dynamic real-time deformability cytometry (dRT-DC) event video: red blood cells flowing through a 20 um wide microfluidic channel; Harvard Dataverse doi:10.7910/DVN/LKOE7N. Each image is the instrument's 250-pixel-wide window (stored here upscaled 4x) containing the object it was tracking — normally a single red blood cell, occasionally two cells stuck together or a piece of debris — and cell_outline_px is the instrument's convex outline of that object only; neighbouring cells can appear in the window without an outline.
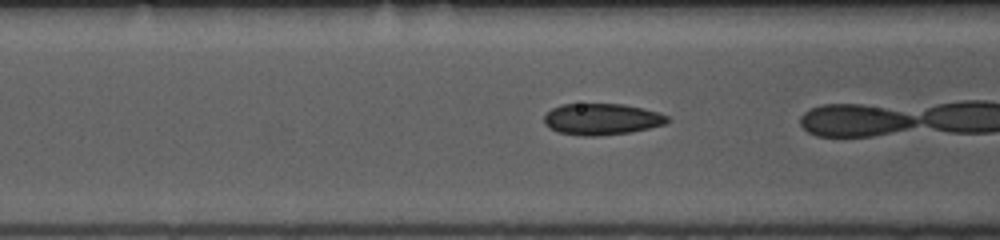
{"species": "common noctule bat (a hibernating species)", "species_latin": "Nyctalus noctula", "temperature_condition": "room temperature", "stored_images_in_passage": 23, "camera_frame_rate_fps": 3000, "um_per_image_px": 0.085, "animal": {"sex": "female", "body_mass_g": 10.0, "forearm_length_mm": 53.1}, "frame": {"image": 1, "passage_image": 14, "time_ms": 4.333, "image_size_px": [1000, 240], "cell_outline_px": [[672, 120], [664, 124], [632, 132], [600, 136], [584, 136], [560, 132], [548, 128], [544, 124], [544, 116], [552, 108], [560, 104], [624, 104], [644, 108], [660, 112], [668, 116]], "centroid_in_image_um": [51.17, 10.12], "position_along_channel_um": 115.4, "area_um2": 22.77}}
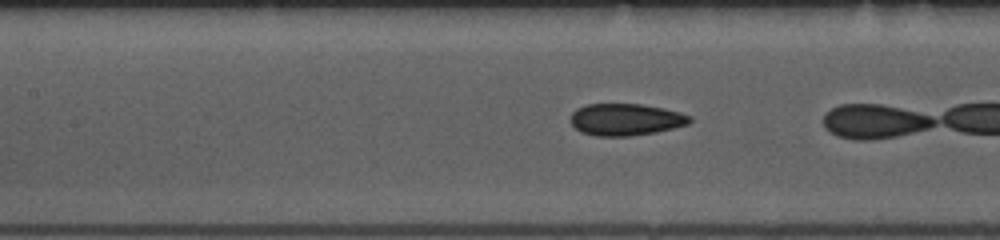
{"frame": {"image": 2, "passage_image": 17, "time_ms": 5.333, "image_size_px": [1000, 240], "cell_outline_px": [[692, 120], [688, 124], [656, 132], [628, 136], [596, 136], [580, 132], [572, 124], [572, 112], [576, 108], [588, 104], [640, 104], [664, 108], [680, 112], [692, 116]], "centroid_in_image_um": [53.2, 10.16], "position_along_channel_um": 154.2, "area_um2": 22.14}}